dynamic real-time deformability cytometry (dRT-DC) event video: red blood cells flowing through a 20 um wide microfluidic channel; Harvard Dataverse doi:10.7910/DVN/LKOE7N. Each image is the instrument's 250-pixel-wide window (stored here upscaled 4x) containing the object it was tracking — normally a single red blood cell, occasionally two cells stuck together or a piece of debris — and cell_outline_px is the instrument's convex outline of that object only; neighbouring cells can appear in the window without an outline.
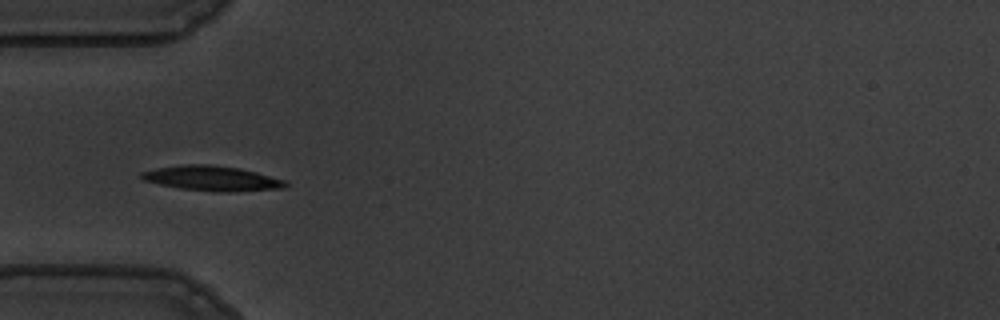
{"species": "common noctule bat (a hibernating species)", "species_latin": "Nyctalus noctula", "temperature_condition": "warm", "stored_images_in_passage": 56, "camera_frame_rate_fps": 3000, "um_per_image_px": 0.085, "animal": {"sex": "male", "body_mass_g": 19.5, "forearm_length_mm": 54.6}, "frame": {"image": 1, "passage_image": 17, "time_ms": 5.333, "image_size_px": [1000, 320], "cell_outline_px": [[288, 184], [284, 188], [228, 192], [220, 192], [180, 188], [160, 184], [144, 180], [140, 176], [140, 172], [156, 168], [184, 164], [212, 164], [240, 168], [256, 172], [284, 180]], "centroid_in_image_um": [18.01, 15.15], "position_along_channel_um": 67.0, "area_um2": 20.81}}
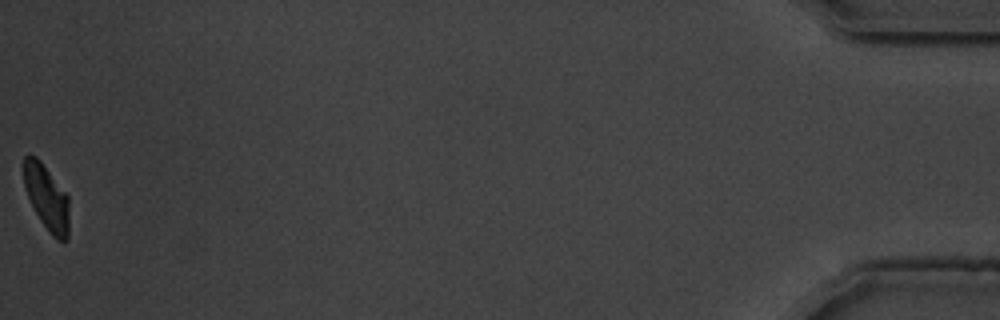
{"frame": {"image": 2, "passage_image": 56, "time_ms": 18.333, "image_size_px": [1000, 320], "cell_outline_px": [[68, 240], [56, 240], [48, 232], [40, 220], [28, 196], [24, 184], [24, 156], [36, 156], [40, 160], [68, 196]], "centroid_in_image_um": [3.98, 16.82], "position_along_channel_um": 431.2, "area_um2": 16.94}, "authors_computed_cell_mechanics": {"area_um2": 19.1318, "velocity_mm_per_s": 3.5571, "shape_relaxation_time_tau1_ms": 3.2352, "shape_relaxation_time_tau2_ms": 4.2592, "deformation_change_tau1": 0.1567, "deformation_change_tau2": 0.0735}}